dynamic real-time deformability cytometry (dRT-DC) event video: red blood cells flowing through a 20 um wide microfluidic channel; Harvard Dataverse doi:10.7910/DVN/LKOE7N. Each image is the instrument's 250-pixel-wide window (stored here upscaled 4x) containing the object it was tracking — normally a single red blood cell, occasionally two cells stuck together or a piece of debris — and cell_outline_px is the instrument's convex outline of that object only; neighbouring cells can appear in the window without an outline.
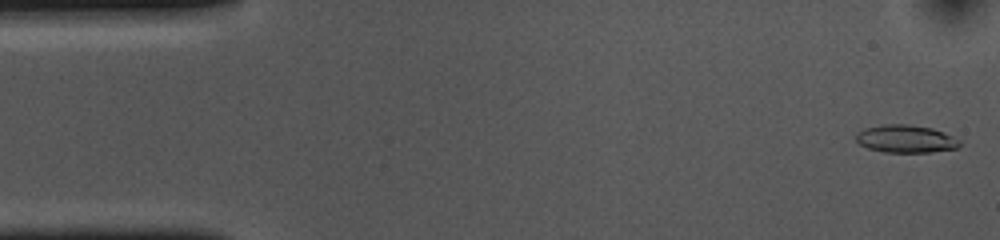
{"species": "common noctule bat (a hibernating species)", "species_latin": "Nyctalus noctula", "temperature_condition": "cold", "stored_images_in_passage": 53, "camera_frame_rate_fps": 3000, "um_per_image_px": 0.085, "animal": {"sex": "female", "body_mass_g": 10.0, "forearm_length_mm": 53.1}, "frame": {"image": 1, "passage_image": 1, "time_ms": 0.0, "image_size_px": [1000, 240], "cell_outline_px": [[960, 148], [928, 152], [884, 152], [868, 148], [860, 144], [856, 140], [856, 136], [864, 128], [884, 124], [908, 124], [932, 128], [944, 132], [960, 140]], "centroid_in_image_um": [77.02, 11.8], "position_along_channel_um": 8.0, "area_um2": 16.7}}
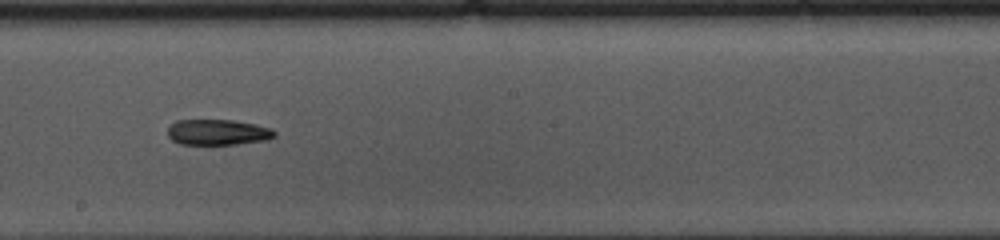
{"frame": {"image": 2, "passage_image": 28, "time_ms": 9.0, "image_size_px": [1000, 240], "cell_outline_px": [[276, 136], [268, 140], [236, 144], [180, 144], [172, 140], [168, 136], [168, 128], [176, 120], [232, 120], [256, 124], [272, 128], [276, 132]], "centroid_in_image_um": [18.55, 11.24], "position_along_channel_um": 229.7, "area_um2": 16.07}}
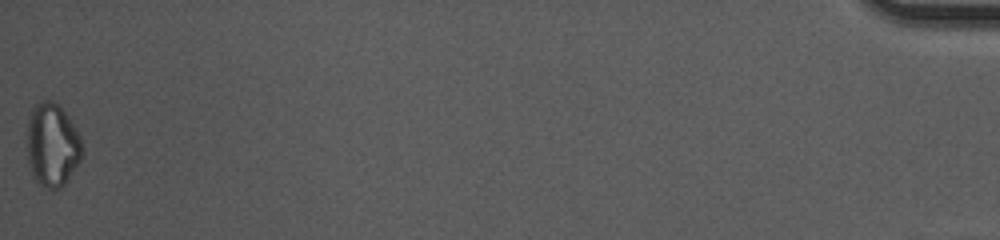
{"frame": {"image": 3, "passage_image": 53, "time_ms": 17.333, "image_size_px": [1000, 240], "cell_outline_px": [[84, 152], [80, 160], [64, 184], [60, 188], [48, 188], [40, 184], [32, 176], [28, 164], [28, 120], [32, 108], [40, 100], [52, 100], [68, 116], [80, 136], [84, 148]], "centroid_in_image_um": [4.45, 12.31], "position_along_channel_um": 430.8, "area_um2": 26.65}}